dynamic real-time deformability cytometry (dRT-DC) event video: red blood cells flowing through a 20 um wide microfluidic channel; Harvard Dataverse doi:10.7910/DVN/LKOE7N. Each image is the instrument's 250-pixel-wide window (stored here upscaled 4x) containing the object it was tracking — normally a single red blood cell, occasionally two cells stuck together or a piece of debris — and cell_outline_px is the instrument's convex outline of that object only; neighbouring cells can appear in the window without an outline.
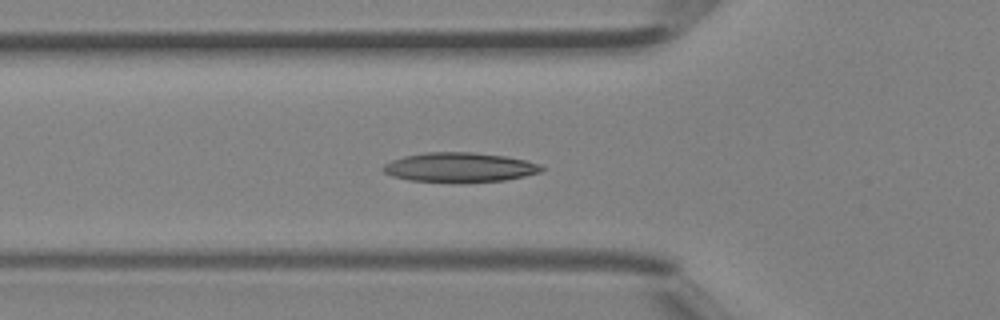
{"species": "Egyptian fruit bat (a non-hibernating species)", "species_latin": "Rousettus aegyptiacus", "temperature_condition": "room temperature", "stored_images_in_passage": 31, "camera_frame_rate_fps": 3000, "um_per_image_px": 0.085, "animal": {"sex": "female"}, "frame": {"image": 1, "passage_image": 3, "time_ms": 0.667, "image_size_px": [1000, 320], "cell_outline_px": [[544, 172], [504, 180], [408, 180], [392, 176], [384, 172], [380, 168], [384, 164], [392, 160], [404, 156], [424, 152], [472, 152], [504, 156], [524, 160], [540, 164], [544, 168]], "centroid_in_image_um": [39.06, 14.18], "position_along_channel_um": 86.7, "area_um2": 26.47}}
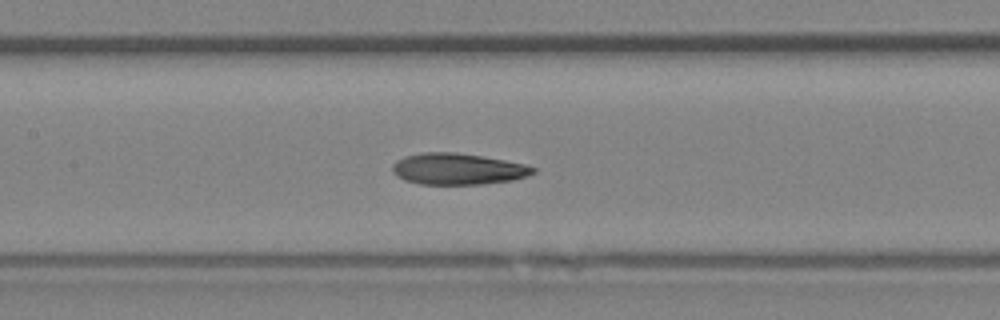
{"frame": {"image": 2, "passage_image": 8, "time_ms": 2.333, "image_size_px": [1000, 320], "cell_outline_px": [[536, 172], [528, 176], [512, 180], [484, 184], [420, 184], [404, 180], [396, 176], [392, 172], [392, 164], [396, 160], [404, 156], [424, 152], [456, 152], [504, 160], [524, 164], [536, 168]], "centroid_in_image_um": [38.89, 14.36], "position_along_channel_um": 168.5, "area_um2": 25.78}}
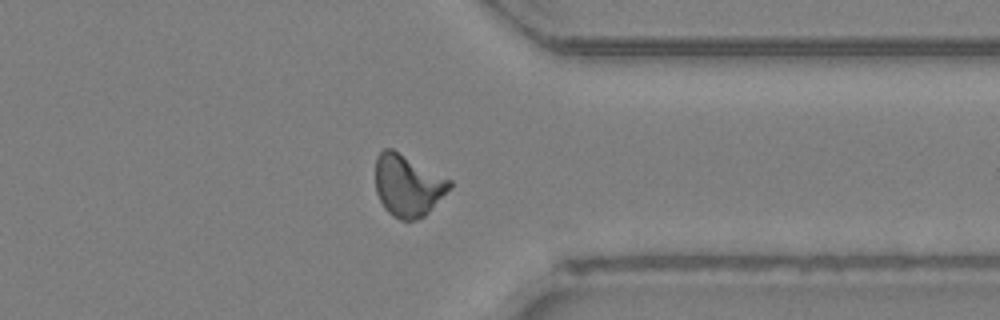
{"frame": {"image": 3, "passage_image": 21, "time_ms": 6.667, "image_size_px": [1000, 320], "cell_outline_px": [[452, 188], [424, 216], [412, 220], [400, 220], [392, 216], [384, 208], [376, 192], [376, 156], [384, 148], [392, 148], [452, 180]], "centroid_in_image_um": [34.67, 15.76], "position_along_channel_um": 376.7, "area_um2": 26.82}}